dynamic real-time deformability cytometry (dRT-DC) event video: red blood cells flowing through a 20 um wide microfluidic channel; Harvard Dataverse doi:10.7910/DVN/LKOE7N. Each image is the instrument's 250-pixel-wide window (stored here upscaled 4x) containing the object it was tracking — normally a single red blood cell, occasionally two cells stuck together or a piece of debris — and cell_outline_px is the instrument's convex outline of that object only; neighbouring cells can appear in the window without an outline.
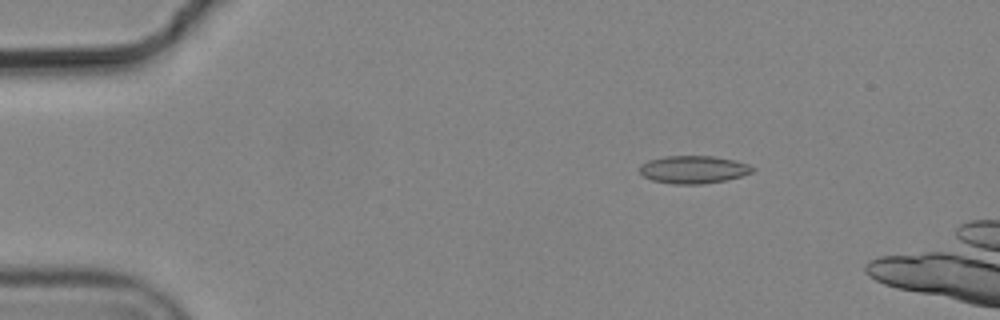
{"species": "common noctule bat (a hibernating species)", "species_latin": "Nyctalus noctula", "temperature_condition": "cold", "stored_images_in_passage": 4, "camera_frame_rate_fps": 3000, "um_per_image_px": 0.085, "animal": {"sex": "male", "body_mass_g": 19.2, "forearm_length_mm": 51.8}, "frame": {"image": 1, "passage_image": 3, "time_ms": 0.667, "image_size_px": [1000, 320], "cell_outline_px": [[756, 168], [752, 172], [740, 176], [724, 180], [704, 184], [672, 184], [652, 180], [644, 176], [640, 172], [640, 164], [648, 160], [664, 156], [712, 156], [736, 160], [748, 164]], "centroid_in_image_um": [58.93, 14.4], "position_along_channel_um": 26.1, "area_um2": 18.26}}